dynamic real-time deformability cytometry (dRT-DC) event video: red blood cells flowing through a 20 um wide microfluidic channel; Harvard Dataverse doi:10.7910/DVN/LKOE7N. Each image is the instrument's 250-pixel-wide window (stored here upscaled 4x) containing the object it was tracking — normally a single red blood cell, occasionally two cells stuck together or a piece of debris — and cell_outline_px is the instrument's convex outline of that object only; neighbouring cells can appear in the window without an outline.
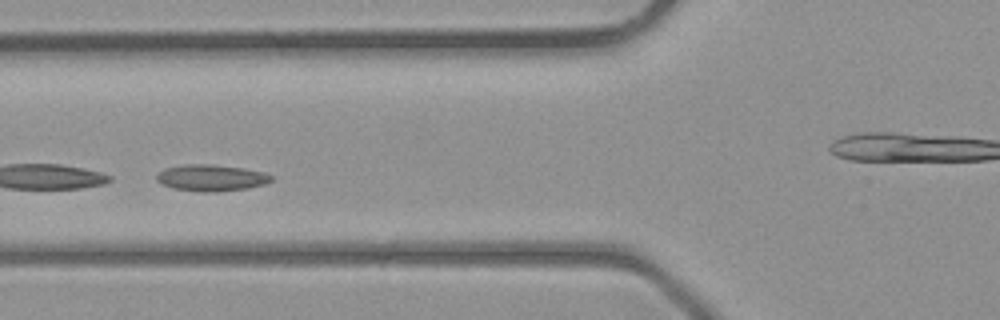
{"species": "common noctule bat (a hibernating species)", "species_latin": "Nyctalus noctula", "temperature_condition": "room temperature", "stored_images_in_passage": 5, "camera_frame_rate_fps": 3000, "um_per_image_px": 0.085, "animal": {"sex": "male", "body_mass_g": 23.1, "forearm_length_mm": 52.7}, "frame": {"image": 1, "passage_image": 4, "time_ms": 3.333, "image_size_px": [1000, 320], "cell_outline_px": [[272, 180], [264, 184], [248, 188], [216, 192], [204, 192], [172, 188], [156, 180], [156, 172], [164, 168], [184, 164], [212, 164], [244, 168], [264, 172], [272, 176]], "centroid_in_image_um": [17.93, 15.1], "position_along_channel_um": 107.9, "area_um2": 17.8}}